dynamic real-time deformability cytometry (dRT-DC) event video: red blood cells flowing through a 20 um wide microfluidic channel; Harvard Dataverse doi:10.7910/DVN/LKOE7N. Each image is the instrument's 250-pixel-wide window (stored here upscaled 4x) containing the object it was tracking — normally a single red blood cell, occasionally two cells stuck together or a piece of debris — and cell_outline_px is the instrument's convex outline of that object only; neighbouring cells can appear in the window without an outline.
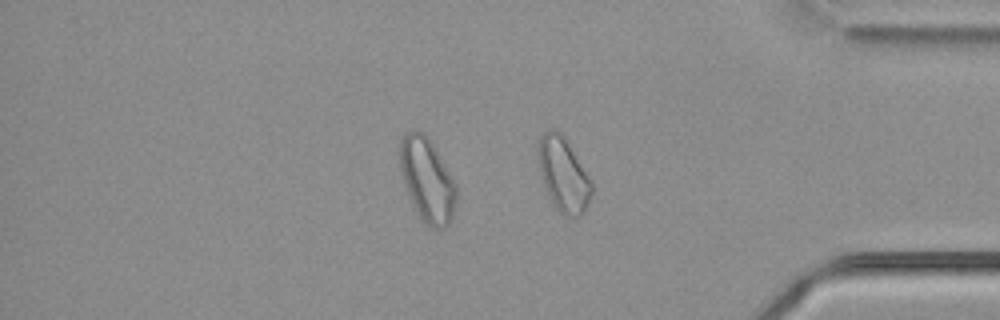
{"species": "common noctule bat (a hibernating species)", "species_latin": "Nyctalus noctula", "temperature_condition": "cold", "stored_images_in_passage": 31, "camera_frame_rate_fps": 3000, "um_per_image_px": 0.085, "animal": {"sex": "male", "body_mass_g": 21.5, "forearm_length_mm": 52.0}, "frame": {"image": 1, "passage_image": 31, "time_ms": 10.0, "image_size_px": [1000, 320], "cell_outline_px": [[592, 192], [588, 204], [584, 212], [580, 216], [564, 216], [552, 204], [544, 184], [540, 172], [536, 152], [540, 136], [548, 128], [556, 128], [564, 136], [588, 176], [592, 184]], "centroid_in_image_um": [47.85, 14.81], "position_along_channel_um": 387.3, "area_um2": 23.06}, "authors_computed_cell_mechanics": {"area_um2": 17.918, "velocity_mm_per_s": 3.7545, "shape_relaxation_time_tau1_ms": null, "shape_relaxation_time_tau2_ms": 5.0246, "deformation_change_tau1": null, "deformation_change_tau2": 0.0975}}